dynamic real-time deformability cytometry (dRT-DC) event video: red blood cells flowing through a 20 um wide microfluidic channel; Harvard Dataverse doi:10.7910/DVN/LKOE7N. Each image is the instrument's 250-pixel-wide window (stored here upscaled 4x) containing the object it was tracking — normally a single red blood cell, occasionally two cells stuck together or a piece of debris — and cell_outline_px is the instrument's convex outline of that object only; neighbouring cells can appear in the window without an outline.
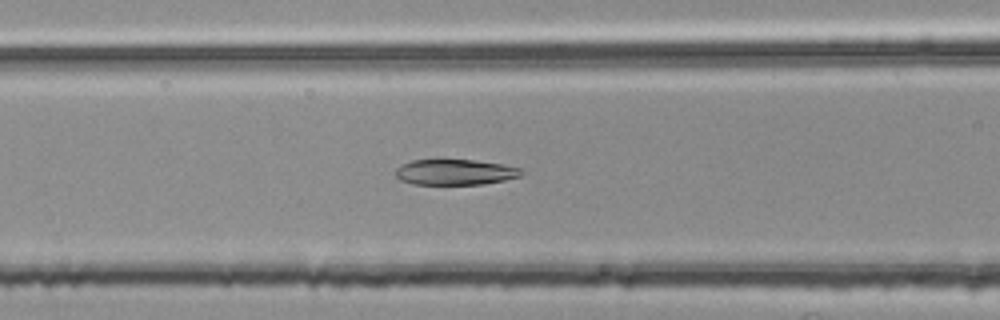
{"species": "common noctule bat (a hibernating species)", "species_latin": "Nyctalus noctula", "temperature_condition": "room temperature", "stored_images_in_passage": 37, "camera_frame_rate_fps": 3000, "um_per_image_px": 0.085, "animal": {"sex": "female", "body_mass_g": 25.1}, "frame": {"image": 1, "passage_image": 10, "time_ms": 3.0, "image_size_px": [1000, 320], "cell_outline_px": [[524, 172], [520, 176], [504, 180], [480, 184], [412, 184], [400, 180], [396, 176], [396, 168], [400, 164], [412, 160], [472, 160], [500, 164], [524, 168]], "centroid_in_image_um": [38.67, 14.63], "position_along_channel_um": 127.9, "area_um2": 18.73}}
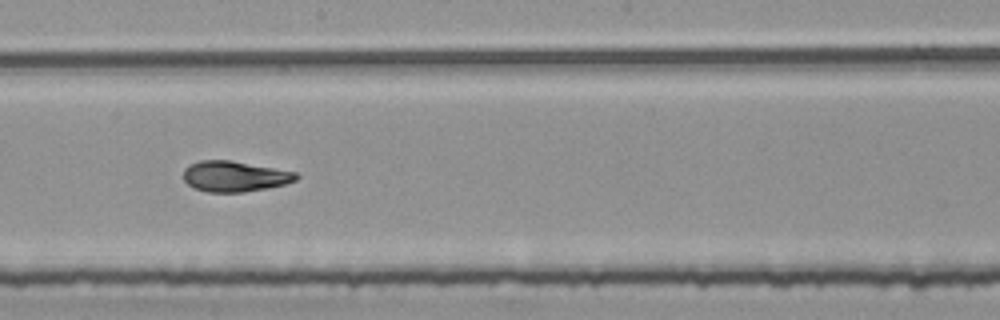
{"frame": {"image": 2, "passage_image": 18, "time_ms": 5.667, "image_size_px": [1000, 320], "cell_outline_px": [[300, 176], [296, 180], [284, 184], [268, 188], [244, 192], [208, 192], [192, 188], [184, 180], [184, 168], [188, 164], [200, 160], [228, 160], [296, 172]], "centroid_in_image_um": [19.91, 14.99], "position_along_channel_um": 228.3, "area_um2": 20.11}}
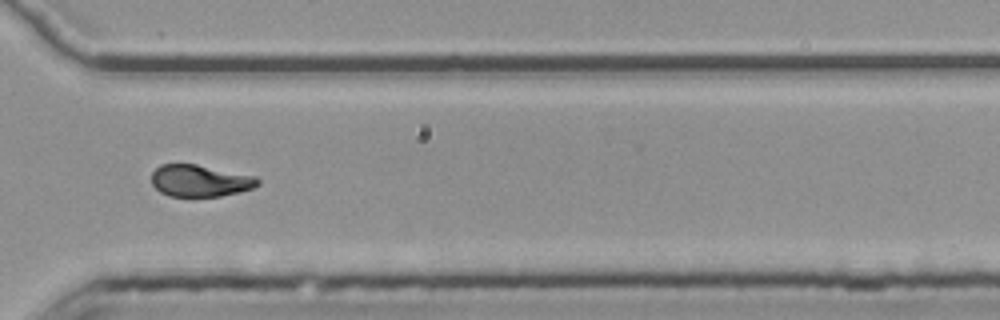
{"frame": {"image": 3, "passage_image": 28, "time_ms": 9.0, "image_size_px": [1000, 320], "cell_outline_px": [[260, 184], [252, 188], [240, 192], [220, 196], [192, 200], [168, 196], [160, 192], [152, 184], [152, 172], [160, 164], [196, 164], [256, 176], [260, 180]], "centroid_in_image_um": [16.99, 15.41], "position_along_channel_um": 353.6, "area_um2": 20.52}, "authors_computed_cell_mechanics": {"area_um2": 20.5768, "velocity_mm_per_s": 3.7666, "shape_relaxation_time_tau1_ms": 7.7021, "shape_relaxation_time_tau2_ms": 3.5921, "deformation_change_tau1": 0.2489, "deformation_change_tau2": 0.0699}}